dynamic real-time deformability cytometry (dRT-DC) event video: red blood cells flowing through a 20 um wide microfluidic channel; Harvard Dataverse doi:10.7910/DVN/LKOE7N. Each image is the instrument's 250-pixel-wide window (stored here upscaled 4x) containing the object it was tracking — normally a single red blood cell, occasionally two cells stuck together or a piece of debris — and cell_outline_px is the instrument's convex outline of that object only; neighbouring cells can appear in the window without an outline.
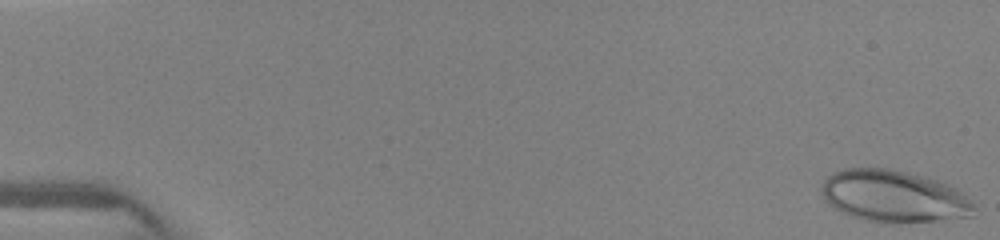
{"species": "human", "species_latin": "Homo sapiens", "temperature_condition": "warm", "stored_images_in_passage": 32, "camera_frame_rate_fps": 3000, "um_per_image_px": 0.085, "donor": {"sex": "female"}, "frame": {"image": 1, "passage_image": 1, "time_ms": 0.0, "image_size_px": [1000, 240], "cell_outline_px": [[976, 208], [972, 216], [936, 220], [896, 224], [888, 224], [864, 220], [852, 216], [832, 208], [824, 200], [820, 192], [820, 188], [824, 180], [832, 172], [844, 168], [892, 168], [908, 172], [936, 180], [948, 184], [956, 188], [976, 204]], "centroid_in_image_um": [75.94, 16.69], "position_along_channel_um": 9.1, "area_um2": 46.82}}
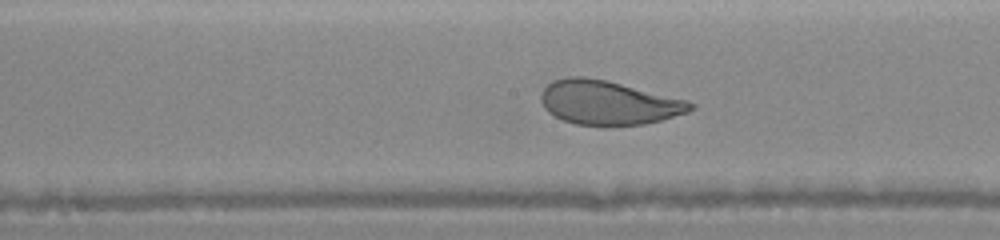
{"frame": {"image": 2, "passage_image": 23, "time_ms": 8.0, "image_size_px": [1000, 240], "cell_outline_px": [[696, 108], [688, 112], [660, 120], [644, 124], [612, 128], [608, 128], [576, 124], [564, 120], [548, 112], [544, 108], [540, 100], [540, 96], [544, 88], [552, 80], [568, 76], [584, 76], [608, 80], [688, 100], [696, 104]], "centroid_in_image_um": [51.72, 8.74], "position_along_channel_um": 196.5, "area_um2": 39.3}}
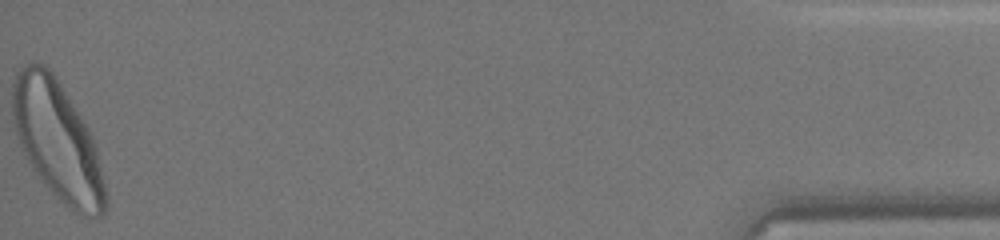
{"frame": {"image": 3, "passage_image": 32, "time_ms": 15.333, "image_size_px": [1000, 240], "cell_outline_px": [[108, 208], [100, 216], [84, 216], [76, 212], [64, 204], [52, 192], [36, 172], [28, 160], [20, 144], [16, 132], [12, 116], [12, 84], [16, 72], [20, 68], [32, 60], [44, 64], [56, 76], [88, 128], [92, 136], [96, 148], [108, 196]], "centroid_in_image_um": [4.89, 11.93], "position_along_channel_um": 430.3, "area_um2": 64.1}}